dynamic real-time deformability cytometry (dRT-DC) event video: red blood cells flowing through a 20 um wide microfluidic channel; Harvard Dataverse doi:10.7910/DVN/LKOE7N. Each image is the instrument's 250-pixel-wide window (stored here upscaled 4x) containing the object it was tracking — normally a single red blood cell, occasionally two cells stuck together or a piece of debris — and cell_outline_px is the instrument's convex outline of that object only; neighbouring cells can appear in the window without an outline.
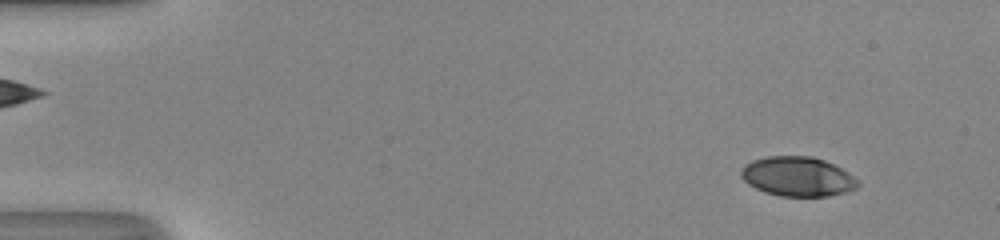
{"species": "human", "species_latin": "Homo sapiens", "temperature_condition": "room temperature", "stored_images_in_passage": 51, "camera_frame_rate_fps": 3000, "um_per_image_px": 0.085, "donor": {"sex": "male"}, "frame": {"image": 1, "passage_image": 5, "time_ms": 1.333, "image_size_px": [1000, 240], "cell_outline_px": [[860, 184], [856, 188], [844, 192], [828, 196], [780, 196], [764, 192], [748, 184], [740, 176], [740, 168], [744, 164], [752, 160], [768, 156], [812, 156], [824, 160], [848, 172]], "centroid_in_image_um": [67.75, 15.0], "position_along_channel_um": 17.3, "area_um2": 26.88}}
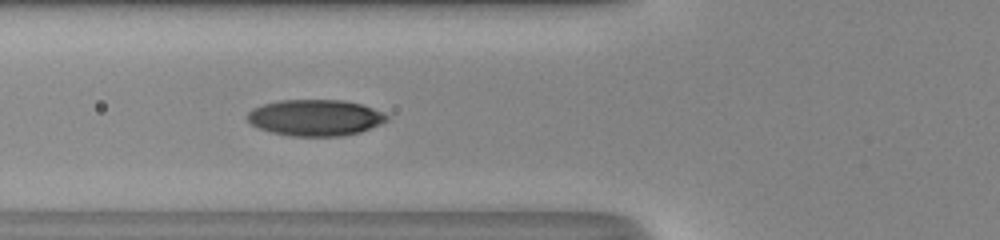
{"frame": {"image": 2, "passage_image": 20, "time_ms": 6.333, "image_size_px": [1000, 240], "cell_outline_px": [[388, 120], [380, 124], [360, 132], [340, 136], [292, 136], [272, 132], [260, 128], [252, 124], [248, 120], [248, 112], [252, 108], [264, 104], [280, 100], [344, 100], [360, 104], [384, 112], [388, 116]], "centroid_in_image_um": [26.81, 10.0], "position_along_channel_um": 99.0, "area_um2": 29.3}}
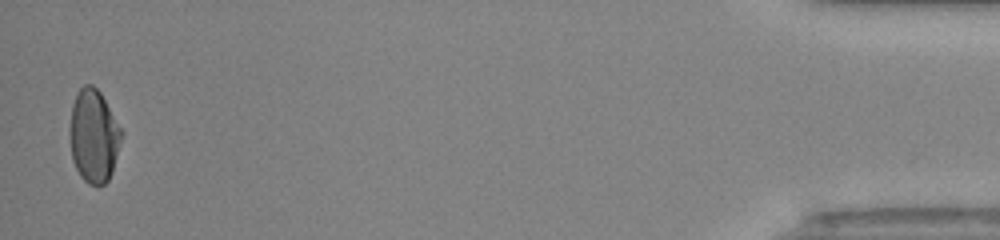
{"frame": {"image": 3, "passage_image": 50, "time_ms": 16.333, "image_size_px": [1000, 240], "cell_outline_px": [[120, 140], [112, 172], [108, 180], [104, 184], [88, 184], [80, 176], [72, 160], [68, 132], [72, 104], [76, 92], [84, 84], [92, 84], [100, 92], [120, 128]], "centroid_in_image_um": [7.9, 11.54], "position_along_channel_um": 427.3, "area_um2": 27.8}, "authors_computed_cell_mechanics": {"area_um2": 27.9752, "velocity_mm_per_s": 4.1799, "shape_relaxation_time_tau1_ms": 9.99, "shape_relaxation_time_tau2_ms": 0.9177, "deformation_change_tau1": 0.2765, "deformation_change_tau2": 0.0291}}